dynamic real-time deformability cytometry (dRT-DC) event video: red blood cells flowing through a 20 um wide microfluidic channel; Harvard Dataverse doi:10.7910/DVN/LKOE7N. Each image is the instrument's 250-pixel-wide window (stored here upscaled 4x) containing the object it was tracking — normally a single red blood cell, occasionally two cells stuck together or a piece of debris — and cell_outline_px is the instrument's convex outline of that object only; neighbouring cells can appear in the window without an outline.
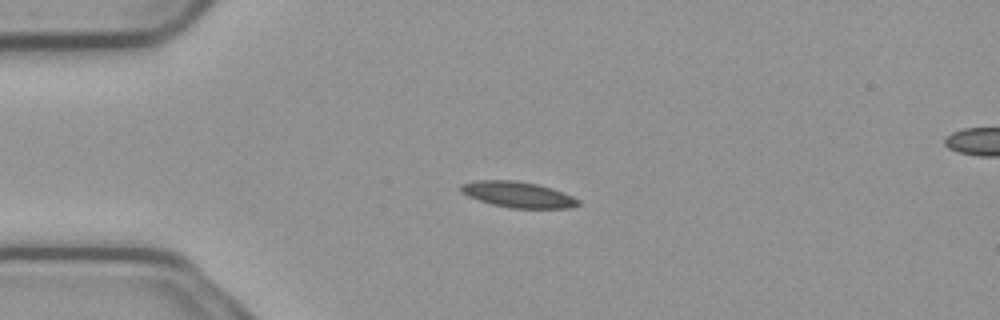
{"species": "common noctule bat (a hibernating species)", "species_latin": "Nyctalus noctula", "temperature_condition": "cold", "stored_images_in_passage": 43, "camera_frame_rate_fps": 3000, "um_per_image_px": 0.085, "animal": {"sex": "male", "body_mass_g": 23.1, "forearm_length_mm": 52.7}, "frame": {"image": 1, "passage_image": 1, "time_ms": 0.0, "image_size_px": [1000, 320], "cell_outline_px": [[580, 204], [568, 208], [508, 208], [492, 204], [468, 196], [460, 192], [460, 184], [480, 180], [516, 180], [536, 184], [572, 196], [580, 200]], "centroid_in_image_um": [43.98, 16.54], "position_along_channel_um": 41.0, "area_um2": 17.46}}
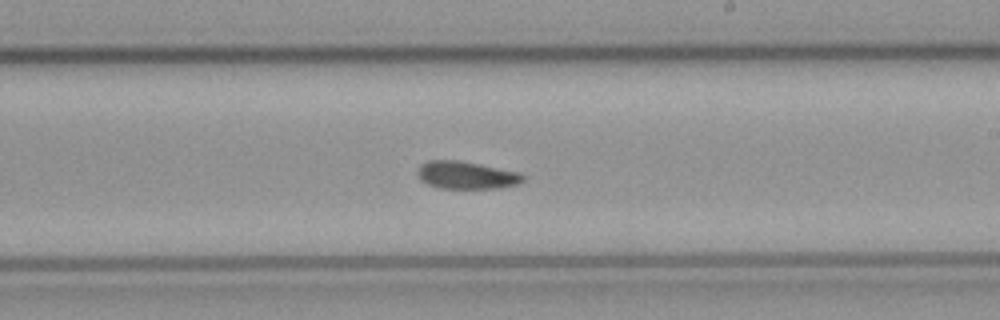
{"frame": {"image": 2, "passage_image": 20, "time_ms": 6.333, "image_size_px": [1000, 320], "cell_outline_px": [[524, 180], [516, 184], [500, 188], [440, 188], [428, 184], [416, 172], [420, 164], [428, 160], [460, 160], [520, 172], [524, 176]], "centroid_in_image_um": [39.65, 14.87], "position_along_channel_um": 249.3, "area_um2": 16.88}}
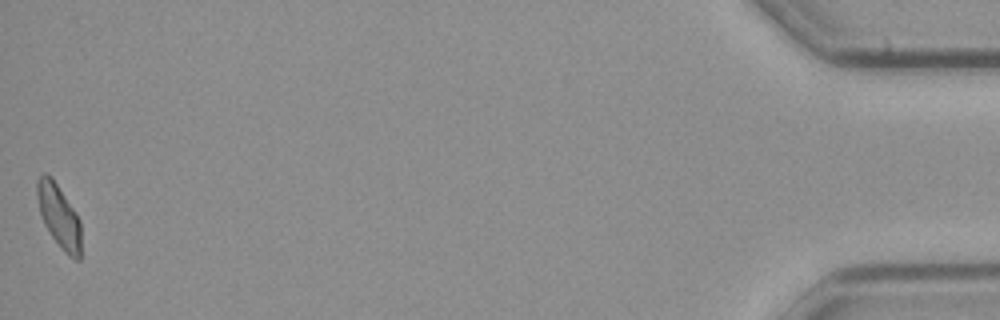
{"frame": {"image": 3, "passage_image": 43, "time_ms": 14.0, "image_size_px": [1000, 320], "cell_outline_px": [[80, 260], [76, 260], [68, 256], [64, 252], [52, 236], [44, 224], [40, 212], [36, 196], [36, 180], [44, 172], [52, 176], [76, 212], [80, 220]], "centroid_in_image_um": [5.0, 18.33], "position_along_channel_um": 430.2, "area_um2": 16.3}, "authors_computed_cell_mechanics": {"area_um2": 16.9354, "velocity_mm_per_s": 3.7074, "shape_relaxation_time_tau1_ms": 9.9579, "shape_relaxation_time_tau2_ms": 9.7146, "deformation_change_tau1": 0.1778, "deformation_change_tau2": 0.1494}}